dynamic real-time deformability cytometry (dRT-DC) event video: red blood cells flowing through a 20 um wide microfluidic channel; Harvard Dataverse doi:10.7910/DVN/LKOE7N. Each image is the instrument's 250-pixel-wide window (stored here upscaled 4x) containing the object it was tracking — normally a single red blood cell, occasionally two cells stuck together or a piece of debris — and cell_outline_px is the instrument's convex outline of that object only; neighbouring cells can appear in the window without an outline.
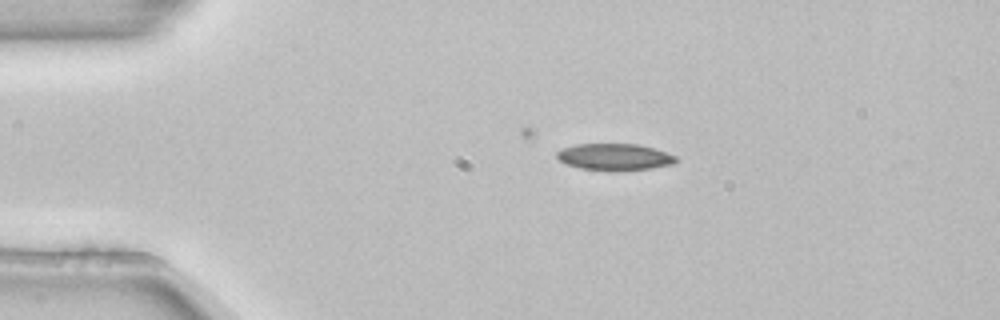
{"species": "common noctule bat (a hibernating species)", "species_latin": "Nyctalus noctula", "temperature_condition": "room temperature", "stored_images_in_passage": 5, "camera_frame_rate_fps": 3000, "um_per_image_px": 0.085, "animal": {"sex": "female", "body_mass_g": 22.7, "forearm_length_mm": 54.2}, "frame": {"image": 1, "passage_image": 4, "time_ms": 1.0, "image_size_px": [1000, 320], "cell_outline_px": [[676, 160], [672, 164], [648, 168], [612, 172], [580, 168], [564, 164], [556, 156], [556, 152], [564, 148], [576, 144], [640, 144], [656, 148], [676, 156]], "centroid_in_image_um": [52.21, 13.34], "position_along_channel_um": 32.8, "area_um2": 18.67}}